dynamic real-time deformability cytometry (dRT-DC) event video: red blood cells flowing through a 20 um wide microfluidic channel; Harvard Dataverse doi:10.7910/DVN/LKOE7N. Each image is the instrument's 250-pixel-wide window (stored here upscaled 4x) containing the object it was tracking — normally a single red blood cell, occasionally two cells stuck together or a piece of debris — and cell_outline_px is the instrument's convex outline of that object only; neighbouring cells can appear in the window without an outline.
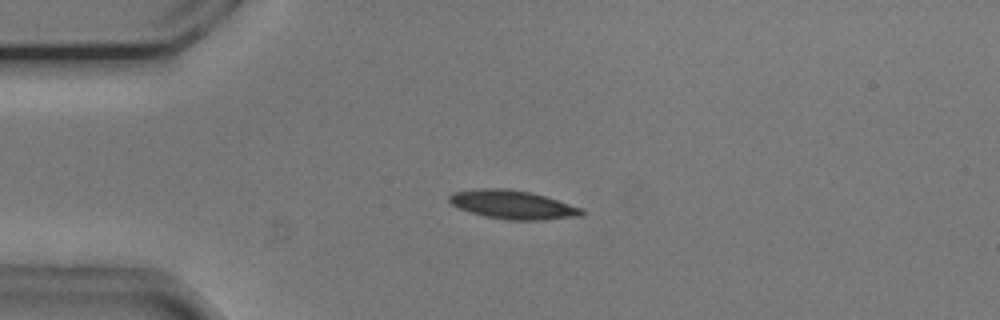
{"species": "common noctule bat (a hibernating species)", "species_latin": "Nyctalus noctula", "temperature_condition": "cold", "stored_images_in_passage": 42, "camera_frame_rate_fps": 3000, "um_per_image_px": 0.085, "animal": {"sex": "male", "body_mass_g": 20.5, "forearm_length_mm": 52.5}, "frame": {"image": 1, "passage_image": 9, "time_ms": 2.667, "image_size_px": [1000, 320], "cell_outline_px": [[584, 212], [580, 216], [544, 220], [508, 220], [484, 216], [460, 208], [452, 204], [448, 200], [448, 196], [452, 192], [476, 188], [508, 188], [528, 192], [544, 196], [584, 208]], "centroid_in_image_um": [43.58, 17.39], "position_along_channel_um": 41.4, "area_um2": 22.14}}
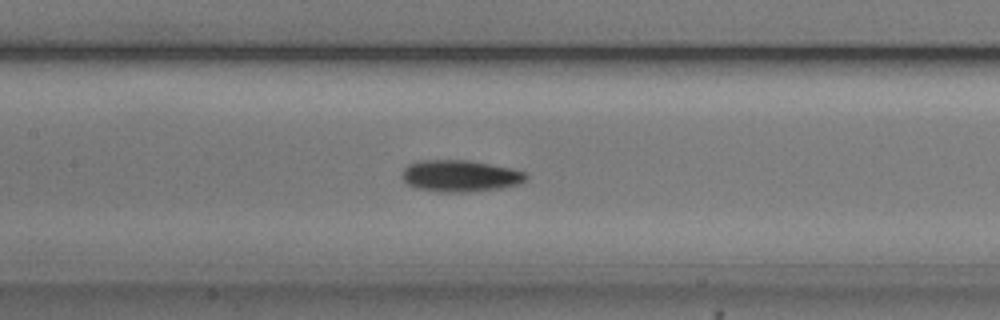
{"frame": {"image": 2, "passage_image": 21, "time_ms": 6.667, "image_size_px": [1000, 320], "cell_outline_px": [[528, 180], [520, 184], [500, 188], [464, 192], [440, 192], [416, 188], [408, 184], [400, 176], [400, 172], [408, 164], [420, 160], [468, 160], [512, 168], [524, 172], [528, 176]], "centroid_in_image_um": [39.1, 14.95], "position_along_channel_um": 168.3, "area_um2": 23.06}}
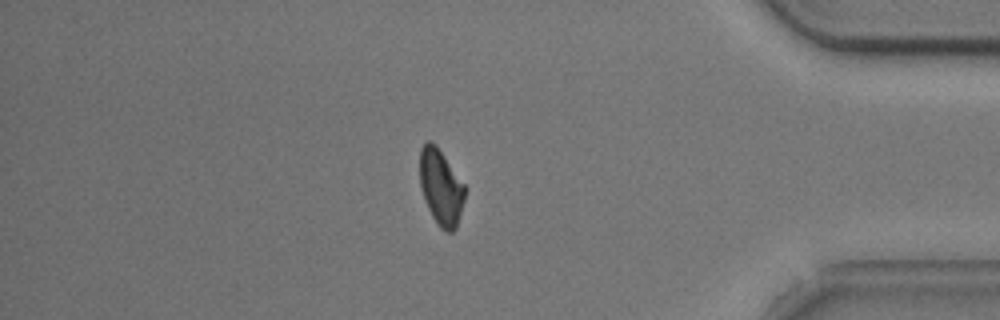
{"frame": {"image": 3, "passage_image": 42, "time_ms": 13.667, "image_size_px": [1000, 320], "cell_outline_px": [[464, 200], [456, 228], [452, 232], [448, 232], [440, 228], [432, 216], [424, 200], [420, 184], [420, 148], [428, 140], [432, 140], [436, 144], [464, 184]], "centroid_in_image_um": [37.46, 15.9], "position_along_channel_um": 397.7, "area_um2": 19.77}, "authors_computed_cell_mechanics": {"area_um2": 21.5016, "velocity_mm_per_s": 3.7429, "shape_relaxation_time_tau1_ms": 3.0103, "shape_relaxation_time_tau2_ms": 9.7703, "deformation_change_tau1": 0.1056, "deformation_change_tau2": 0.1528}}